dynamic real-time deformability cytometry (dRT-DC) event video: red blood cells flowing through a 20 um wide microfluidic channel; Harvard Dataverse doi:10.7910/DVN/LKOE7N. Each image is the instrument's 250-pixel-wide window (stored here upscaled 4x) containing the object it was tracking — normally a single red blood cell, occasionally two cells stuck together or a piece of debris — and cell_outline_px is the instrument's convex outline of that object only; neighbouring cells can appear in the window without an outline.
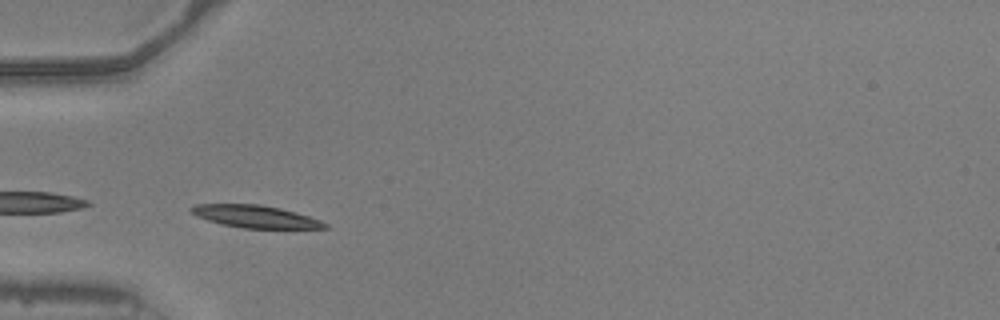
{"species": "common noctule bat (a hibernating species)", "species_latin": "Nyctalus noctula", "temperature_condition": "warm", "stored_images_in_passage": 23, "camera_frame_rate_fps": 3000, "um_per_image_px": 0.085, "animal": {"sex": "male", "body_mass_g": 20.5, "forearm_length_mm": 52.5}, "frame": {"image": 1, "passage_image": 1, "time_ms": 0.0, "image_size_px": [1000, 320], "cell_outline_px": [[328, 228], [244, 228], [224, 224], [208, 220], [192, 212], [188, 208], [196, 204], [260, 204], [280, 208], [296, 212], [320, 220], [328, 224]], "centroid_in_image_um": [21.74, 18.39], "position_along_channel_um": 63.3, "area_um2": 17.17}}
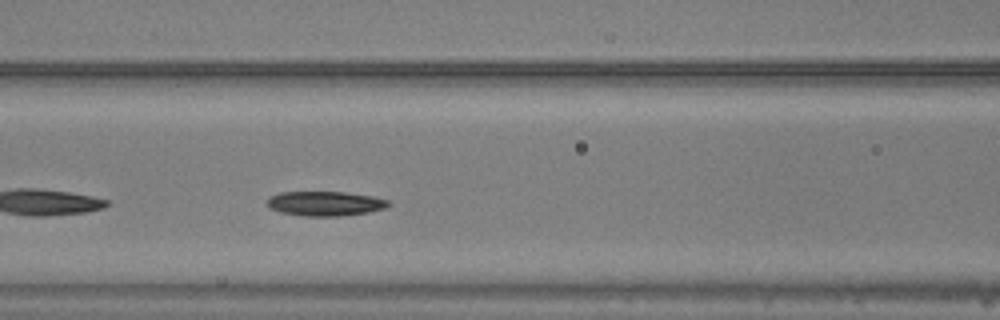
{"frame": {"image": 2, "passage_image": 7, "time_ms": 2.0, "image_size_px": [1000, 320], "cell_outline_px": [[392, 204], [384, 208], [368, 212], [340, 216], [304, 216], [280, 212], [268, 208], [268, 196], [280, 192], [344, 192], [372, 196], [388, 200]], "centroid_in_image_um": [27.61, 17.3], "position_along_channel_um": 139.0, "area_um2": 17.4}}
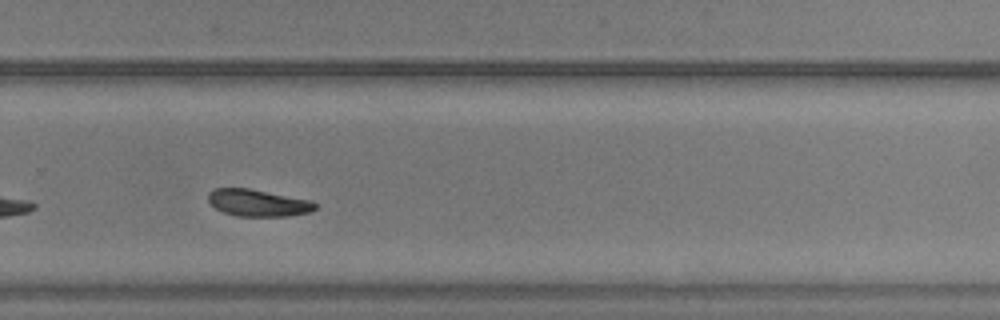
{"frame": {"image": 3, "passage_image": 20, "time_ms": 6.333, "image_size_px": [1000, 320], "cell_outline_px": [[316, 208], [312, 212], [288, 216], [236, 216], [224, 212], [216, 208], [208, 200], [208, 192], [212, 188], [248, 188], [312, 200], [316, 204]], "centroid_in_image_um": [21.94, 17.24], "position_along_channel_um": 307.9, "area_um2": 16.88}}